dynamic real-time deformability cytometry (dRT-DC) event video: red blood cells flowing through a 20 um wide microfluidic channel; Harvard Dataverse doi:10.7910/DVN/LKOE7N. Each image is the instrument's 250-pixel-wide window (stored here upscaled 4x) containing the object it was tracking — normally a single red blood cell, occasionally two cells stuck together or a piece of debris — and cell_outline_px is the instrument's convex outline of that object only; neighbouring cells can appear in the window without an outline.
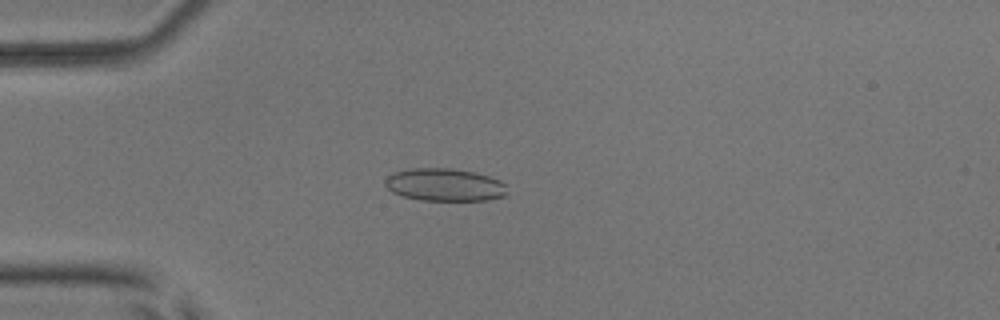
{"species": "common noctule bat (a hibernating species)", "species_latin": "Nyctalus noctula", "temperature_condition": "room temperature", "stored_images_in_passage": 54, "camera_frame_rate_fps": 3000, "um_per_image_px": 0.085, "animal": {"sex": "male", "body_mass_g": 17.9, "forearm_length_mm": 54.2}, "frame": {"image": 1, "passage_image": 15, "time_ms": 4.667, "image_size_px": [1000, 320], "cell_outline_px": [[504, 196], [488, 200], [420, 200], [404, 196], [392, 192], [384, 184], [384, 180], [392, 172], [408, 168], [452, 168], [472, 172], [488, 176], [500, 180], [504, 184]], "centroid_in_image_um": [37.73, 15.69], "position_along_channel_um": 47.3, "area_um2": 23.12}}
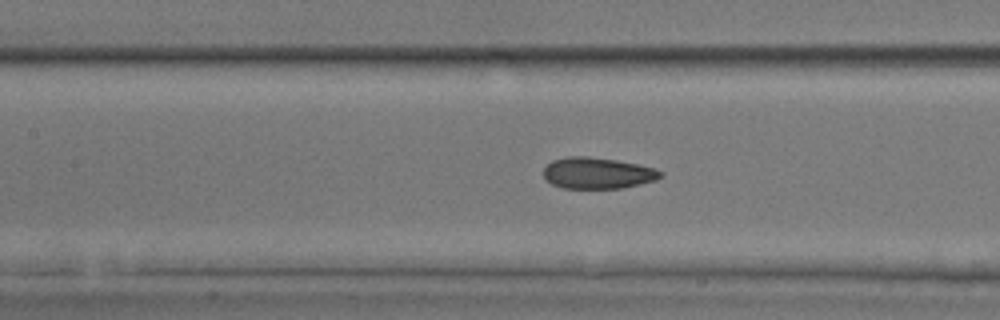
{"frame": {"image": 2, "passage_image": 25, "time_ms": 8.0, "image_size_px": [1000, 320], "cell_outline_px": [[664, 176], [656, 180], [624, 188], [564, 188], [552, 184], [544, 180], [544, 168], [552, 160], [568, 156], [588, 156], [616, 160], [656, 168], [664, 172]], "centroid_in_image_um": [50.81, 14.71], "position_along_channel_um": 156.6, "area_um2": 21.5}}
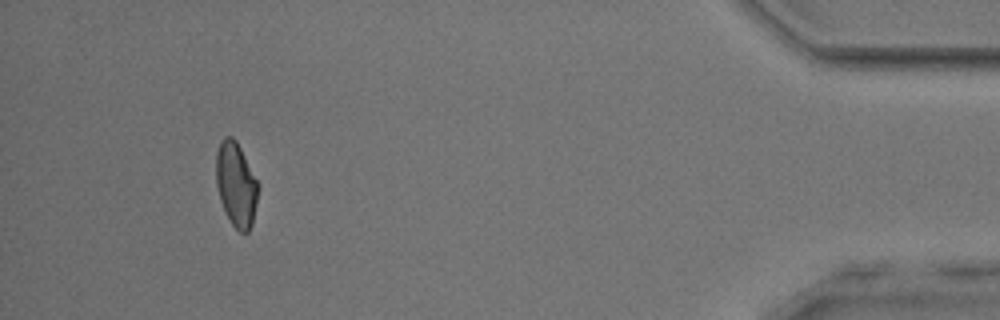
{"frame": {"image": 3, "passage_image": 50, "time_ms": 16.333, "image_size_px": [1000, 320], "cell_outline_px": [[260, 184], [252, 224], [248, 232], [240, 232], [232, 224], [224, 212], [220, 200], [216, 184], [216, 152], [220, 140], [224, 136], [232, 136], [236, 140]], "centroid_in_image_um": [20.06, 15.65], "position_along_channel_um": 415.1, "area_um2": 20.92}, "authors_computed_cell_mechanics": {"area_um2": 21.675, "velocity_mm_per_s": 3.8764, "shape_relaxation_time_tau1_ms": 5.3832, "shape_relaxation_time_tau2_ms": 1.4186, "deformation_change_tau1": 0.1469, "deformation_change_tau2": 0.0782}}